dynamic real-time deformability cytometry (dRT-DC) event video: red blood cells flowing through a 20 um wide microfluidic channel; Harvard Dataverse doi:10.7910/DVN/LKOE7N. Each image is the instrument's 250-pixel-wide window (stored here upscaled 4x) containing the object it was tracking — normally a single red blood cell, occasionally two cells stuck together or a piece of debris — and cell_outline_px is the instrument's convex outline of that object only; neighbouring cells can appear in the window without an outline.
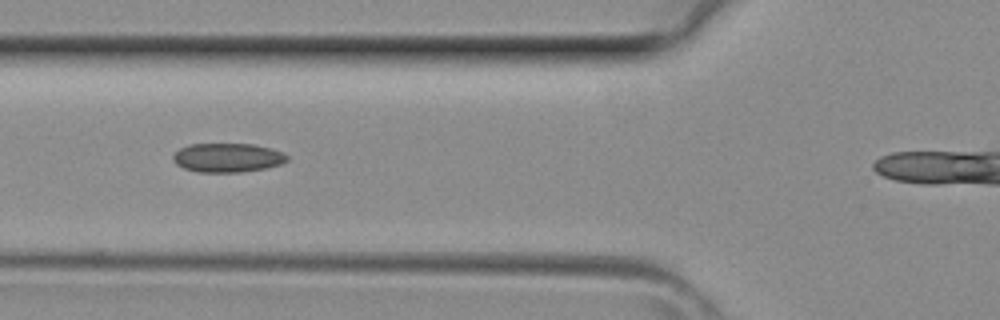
{"species": "common noctule bat (a hibernating species)", "species_latin": "Nyctalus noctula", "temperature_condition": "room temperature", "stored_images_in_passage": 5, "segment_of_instrument_passage": [1, 2], "camera_frame_rate_fps": 3000, "um_per_image_px": 0.085, "animal": {"sex": "female", "body_mass_g": 29.2, "forearm_length_mm": 56.3}, "frame": {"image": 1, "passage_image": 4, "time_ms": 1.0, "image_size_px": [1000, 320], "cell_outline_px": [[288, 160], [280, 164], [264, 168], [240, 172], [196, 172], [184, 168], [176, 164], [172, 160], [172, 156], [180, 148], [188, 144], [252, 144], [272, 148], [284, 152], [288, 156]], "centroid_in_image_um": [19.33, 13.4], "position_along_channel_um": 106.5, "area_um2": 19.36}}